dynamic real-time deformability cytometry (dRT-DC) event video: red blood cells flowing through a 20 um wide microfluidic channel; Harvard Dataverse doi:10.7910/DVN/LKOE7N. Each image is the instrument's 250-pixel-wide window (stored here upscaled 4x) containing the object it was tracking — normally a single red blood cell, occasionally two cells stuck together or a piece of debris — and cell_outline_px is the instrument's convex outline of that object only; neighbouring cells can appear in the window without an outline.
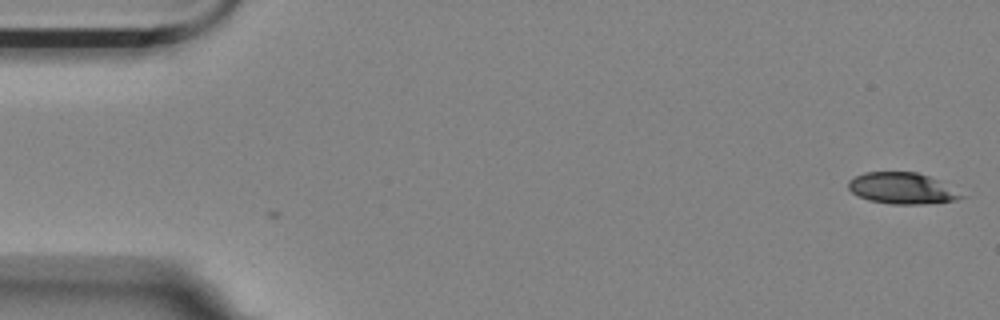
{"species": "Egyptian fruit bat (a non-hibernating species)", "species_latin": "Rousettus aegyptiacus", "temperature_condition": "room temperature", "stored_images_in_passage": 4, "camera_frame_rate_fps": 3000, "um_per_image_px": 0.085, "animal": {"sex": "female"}, "frame": {"image": 1, "passage_image": 4, "time_ms": 1.0, "image_size_px": [1000, 320], "cell_outline_px": [[964, 196], [956, 200], [924, 204], [892, 204], [868, 200], [852, 192], [848, 188], [848, 180], [864, 172], [916, 172], [928, 176], [936, 180]], "centroid_in_image_um": [76.6, 16.01], "position_along_channel_um": 8.4, "area_um2": 20.11}}